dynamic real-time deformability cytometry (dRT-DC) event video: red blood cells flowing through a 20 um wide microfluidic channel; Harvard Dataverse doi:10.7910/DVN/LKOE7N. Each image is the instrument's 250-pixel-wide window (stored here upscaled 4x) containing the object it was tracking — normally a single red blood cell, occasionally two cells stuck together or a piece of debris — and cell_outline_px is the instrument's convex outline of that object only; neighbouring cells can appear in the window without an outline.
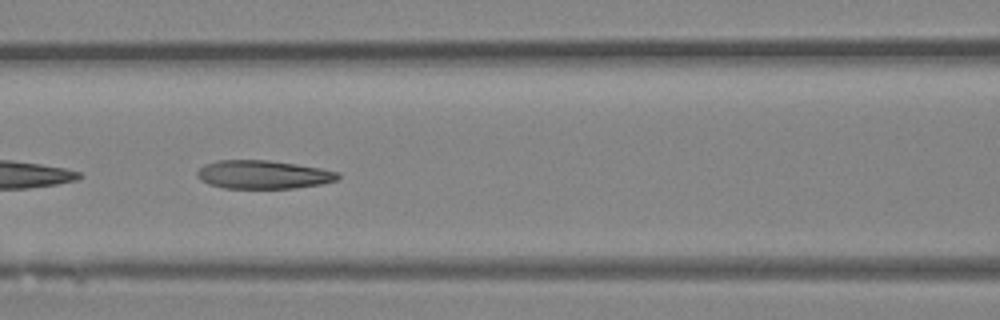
{"species": "Egyptian fruit bat (a non-hibernating species)", "species_latin": "Rousettus aegyptiacus", "temperature_condition": "room temperature", "stored_images_in_passage": 34, "camera_frame_rate_fps": 3000, "um_per_image_px": 0.085, "animal": {"sex": "female"}, "frame": {"image": 1, "passage_image": 20, "time_ms": 6.333, "image_size_px": [1000, 320], "cell_outline_px": [[340, 176], [336, 180], [320, 184], [292, 188], [224, 188], [208, 184], [200, 180], [196, 176], [196, 172], [204, 164], [216, 160], [268, 160], [296, 164], [320, 168], [340, 172]], "centroid_in_image_um": [22.33, 14.83], "position_along_channel_um": 144.3, "area_um2": 23.35}}
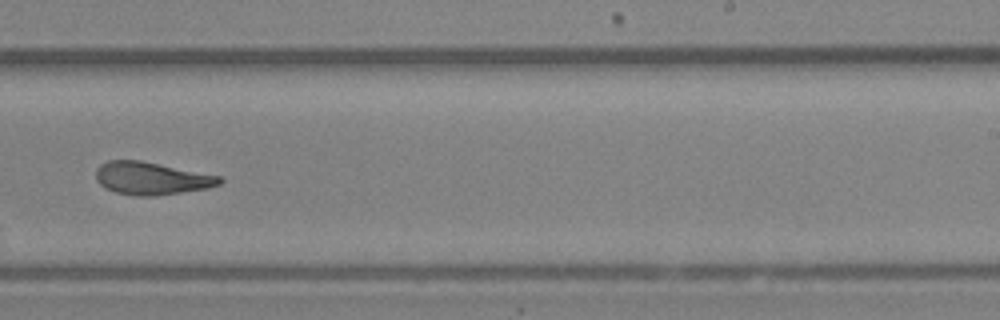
{"frame": {"image": 2, "passage_image": 29, "time_ms": 9.333, "image_size_px": [1000, 320], "cell_outline_px": [[224, 180], [220, 184], [208, 188], [156, 196], [136, 196], [116, 192], [100, 184], [96, 180], [96, 168], [100, 164], [108, 160], [140, 160], [220, 176]], "centroid_in_image_um": [12.87, 15.16], "position_along_channel_um": 276.1, "area_um2": 23.47}}